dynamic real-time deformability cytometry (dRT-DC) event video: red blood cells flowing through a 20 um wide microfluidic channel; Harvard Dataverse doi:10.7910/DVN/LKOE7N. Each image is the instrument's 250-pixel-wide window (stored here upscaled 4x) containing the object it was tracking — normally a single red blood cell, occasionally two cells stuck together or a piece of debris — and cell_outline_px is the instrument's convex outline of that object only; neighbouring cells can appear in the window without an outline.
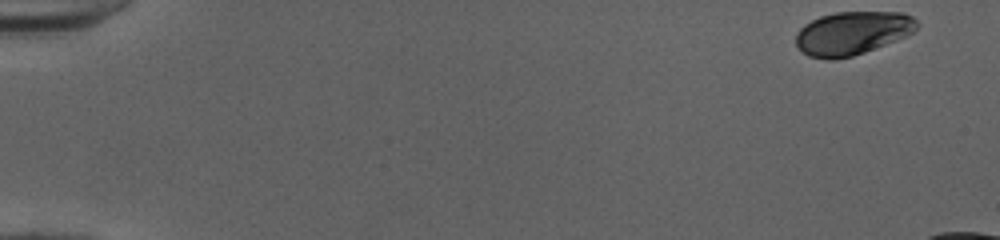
{"species": "human", "species_latin": "Homo sapiens", "temperature_condition": "cold", "stored_images_in_passage": 46, "camera_frame_rate_fps": 3000, "um_per_image_px": 0.085, "donor": {"sex": "female"}, "frame": {"image": 1, "passage_image": 1, "time_ms": 0.0, "image_size_px": [1000, 240], "cell_outline_px": [[920, 24], [912, 32], [896, 40], [864, 52], [852, 56], [832, 60], [828, 60], [808, 56], [796, 44], [796, 32], [804, 24], [820, 16], [836, 12], [904, 12], [912, 16]], "centroid_in_image_um": [72.44, 2.81], "position_along_channel_um": 12.6, "area_um2": 30.52}}
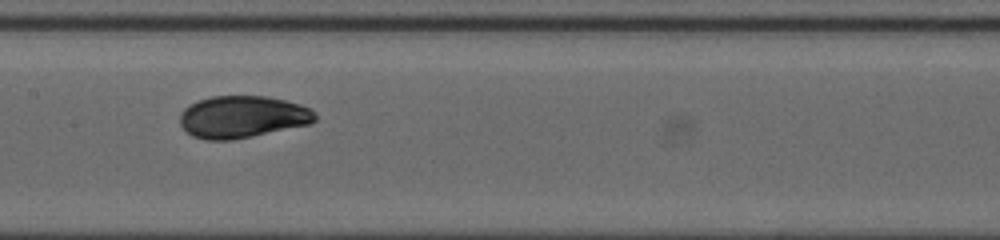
{"frame": {"image": 2, "passage_image": 26, "time_ms": 8.333, "image_size_px": [1000, 240], "cell_outline_px": [[316, 120], [312, 124], [232, 140], [204, 140], [192, 136], [180, 124], [180, 112], [184, 108], [200, 100], [212, 96], [264, 96], [284, 100], [300, 104], [312, 108], [316, 116]], "centroid_in_image_um": [20.63, 9.94], "position_along_channel_um": 186.8, "area_um2": 33.23}}
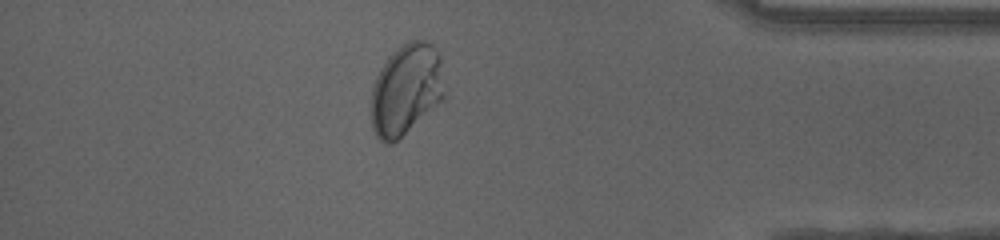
{"frame": {"image": 3, "passage_image": 44, "time_ms": 14.333, "image_size_px": [1000, 240], "cell_outline_px": [[444, 96], [440, 100], [392, 144], [388, 144], [380, 140], [376, 136], [372, 128], [368, 108], [372, 84], [380, 68], [388, 56], [396, 48], [408, 40], [424, 40], [432, 44], [440, 56]], "centroid_in_image_um": [34.43, 7.59], "position_along_channel_um": 400.8, "area_um2": 39.02}}